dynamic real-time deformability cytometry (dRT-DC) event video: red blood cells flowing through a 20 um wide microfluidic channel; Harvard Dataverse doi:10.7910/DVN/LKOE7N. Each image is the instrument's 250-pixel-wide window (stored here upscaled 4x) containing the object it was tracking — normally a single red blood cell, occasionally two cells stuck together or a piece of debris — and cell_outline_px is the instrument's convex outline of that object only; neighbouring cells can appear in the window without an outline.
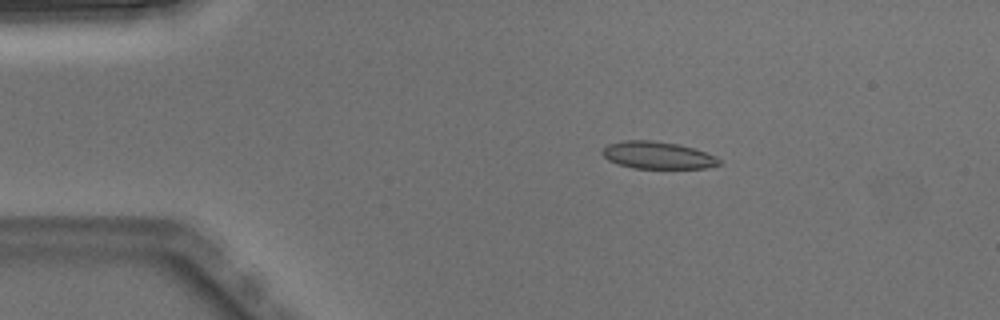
{"species": "Egyptian fruit bat (a non-hibernating species)", "species_latin": "Rousettus aegyptiacus", "temperature_condition": "warm", "stored_images_in_passage": 4, "camera_frame_rate_fps": 3000, "um_per_image_px": 0.085, "animal": {"sex": "male"}, "frame": {"image": 1, "passage_image": 2, "time_ms": 0.333, "image_size_px": [1000, 320], "cell_outline_px": [[724, 164], [704, 168], [632, 168], [616, 164], [608, 160], [600, 152], [608, 144], [624, 140], [652, 140], [676, 144], [692, 148], [716, 156]], "centroid_in_image_um": [55.88, 13.2], "position_along_channel_um": 29.1, "area_um2": 18.55}}
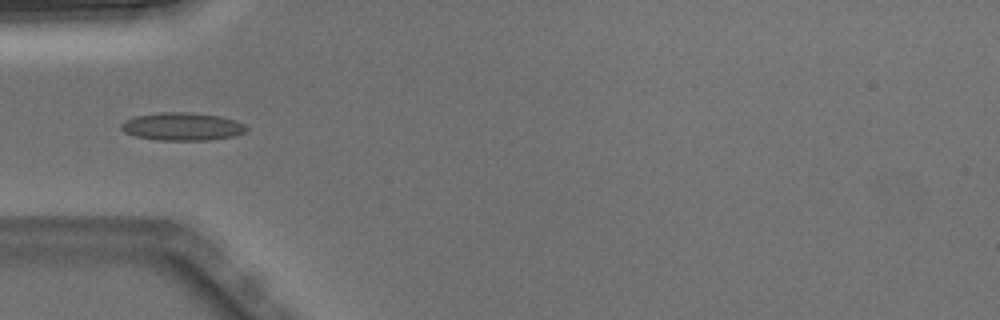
{"frame": {"image": 2, "passage_image": 4, "time_ms": 1.0, "image_size_px": [1000, 320], "cell_outline_px": [[248, 128], [244, 132], [236, 136], [212, 140], [160, 140], [136, 136], [124, 132], [120, 128], [120, 124], [124, 120], [136, 116], [160, 112], [188, 112], [220, 116], [236, 120], [244, 124]], "centroid_in_image_um": [15.5, 10.75], "position_along_channel_um": 69.5, "area_um2": 20.46}}